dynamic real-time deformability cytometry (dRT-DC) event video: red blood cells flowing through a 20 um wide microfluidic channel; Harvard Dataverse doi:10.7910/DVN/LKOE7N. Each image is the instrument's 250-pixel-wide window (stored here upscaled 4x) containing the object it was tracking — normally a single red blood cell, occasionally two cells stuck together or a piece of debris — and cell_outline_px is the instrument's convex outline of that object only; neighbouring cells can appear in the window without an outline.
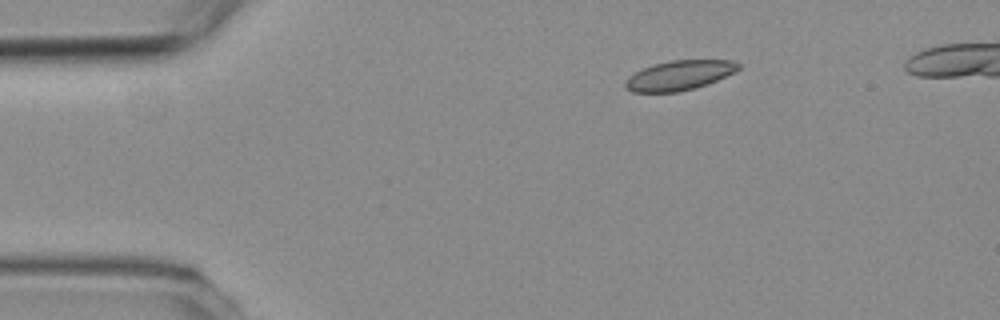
{"species": "common noctule bat (a hibernating species)", "species_latin": "Nyctalus noctula", "temperature_condition": "room temperature", "stored_images_in_passage": 2, "camera_frame_rate_fps": 3000, "um_per_image_px": 0.085, "animal": {"sex": "female", "body_mass_g": 19.3, "forearm_length_mm": 54.1}, "frame": {"image": 1, "passage_image": 1, "time_ms": 0.0, "image_size_px": [1000, 320], "cell_outline_px": [[740, 68], [736, 72], [696, 88], [680, 92], [632, 92], [624, 88], [624, 80], [628, 76], [652, 64], [672, 60], [732, 60], [740, 64]], "centroid_in_image_um": [57.72, 6.41], "position_along_channel_um": 27.3, "area_um2": 19.71}}